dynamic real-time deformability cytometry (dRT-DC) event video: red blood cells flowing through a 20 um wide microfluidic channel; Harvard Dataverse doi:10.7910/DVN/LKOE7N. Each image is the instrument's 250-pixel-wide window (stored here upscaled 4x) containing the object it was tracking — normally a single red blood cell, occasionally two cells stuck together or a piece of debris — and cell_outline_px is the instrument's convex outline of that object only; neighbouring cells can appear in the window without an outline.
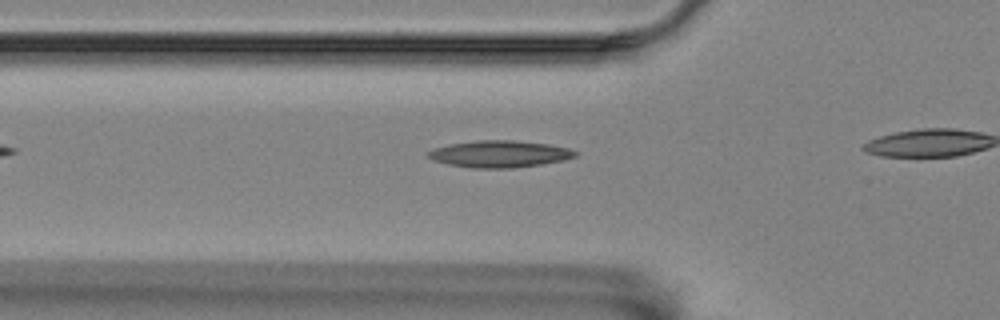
{"species": "Egyptian fruit bat (a non-hibernating species)", "species_latin": "Rousettus aegyptiacus", "temperature_condition": "room temperature", "stored_images_in_passage": 7, "camera_frame_rate_fps": 3000, "um_per_image_px": 0.085, "animal": {"sex": "female"}, "frame": {"image": 1, "passage_image": 2, "time_ms": 0.333, "image_size_px": [1000, 320], "cell_outline_px": [[576, 156], [560, 160], [540, 164], [512, 168], [472, 168], [448, 164], [436, 160], [428, 156], [424, 152], [432, 148], [452, 144], [476, 140], [516, 140], [548, 144], [568, 148], [576, 152]], "centroid_in_image_um": [42.41, 13.08], "position_along_channel_um": 83.4, "area_um2": 22.77}}
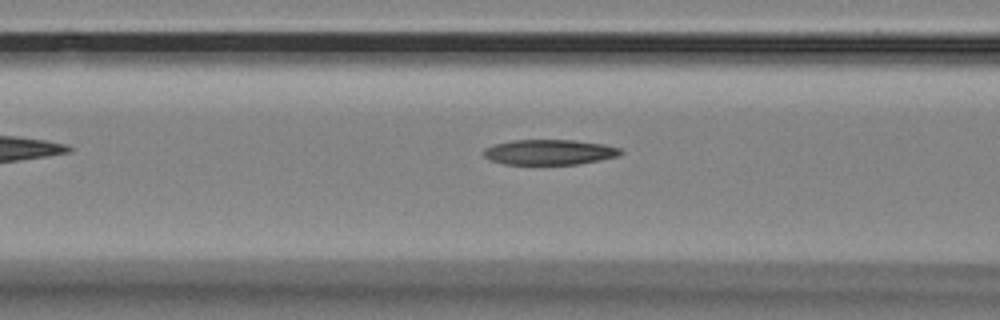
{"frame": {"image": 2, "passage_image": 5, "time_ms": 1.333, "image_size_px": [1000, 320], "cell_outline_px": [[624, 152], [620, 156], [580, 164], [504, 164], [488, 160], [484, 156], [484, 148], [496, 144], [512, 140], [572, 140], [604, 144], [620, 148]], "centroid_in_image_um": [46.72, 12.93], "position_along_channel_um": 119.9, "area_um2": 20.23}}